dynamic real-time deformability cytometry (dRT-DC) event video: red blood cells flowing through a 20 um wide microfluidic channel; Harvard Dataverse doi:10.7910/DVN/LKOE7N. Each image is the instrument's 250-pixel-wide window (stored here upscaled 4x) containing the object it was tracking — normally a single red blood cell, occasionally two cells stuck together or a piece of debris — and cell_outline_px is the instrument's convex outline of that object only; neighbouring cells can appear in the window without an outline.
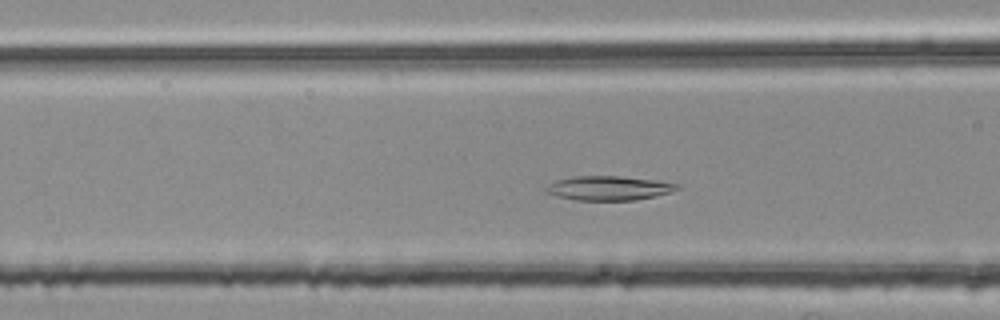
{"species": "common noctule bat (a hibernating species)", "species_latin": "Nyctalus noctula", "temperature_condition": "room temperature", "stored_images_in_passage": 45, "camera_frame_rate_fps": 3000, "um_per_image_px": 0.085, "animal": {"sex": "female", "body_mass_g": 25.1}, "frame": {"image": 1, "passage_image": 16, "time_ms": 5.0, "image_size_px": [1000, 320], "cell_outline_px": [[680, 188], [656, 196], [636, 200], [576, 200], [556, 196], [544, 192], [544, 188], [548, 184], [556, 180], [572, 176], [620, 176], [652, 180], [680, 184]], "centroid_in_image_um": [51.68, 15.99], "position_along_channel_um": 114.9, "area_um2": 18.55}}
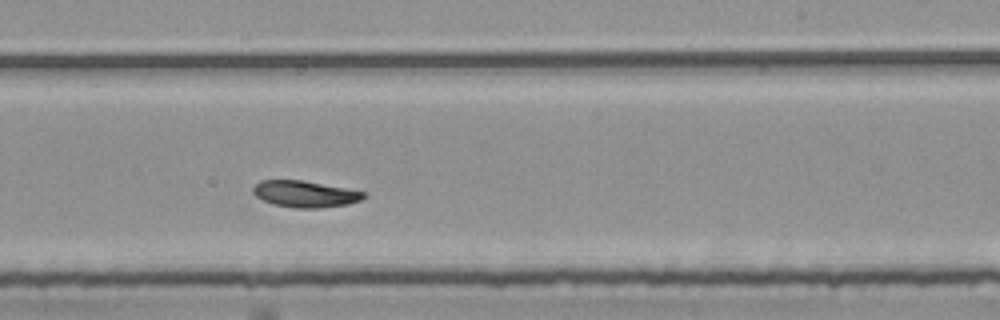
{"frame": {"image": 2, "passage_image": 28, "time_ms": 9.0, "image_size_px": [1000, 320], "cell_outline_px": [[364, 196], [360, 200], [348, 204], [320, 208], [296, 208], [272, 204], [256, 196], [252, 192], [252, 188], [260, 180], [304, 180], [364, 192]], "centroid_in_image_um": [25.88, 16.49], "position_along_channel_um": 263.1, "area_um2": 16.94}}
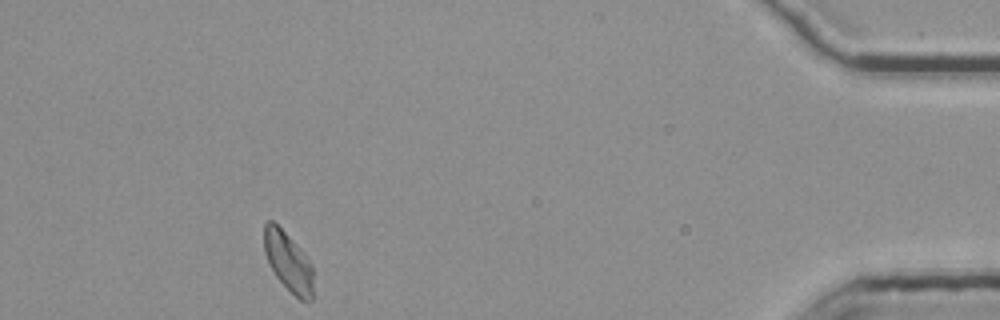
{"frame": {"image": 3, "passage_image": 45, "time_ms": 14.667, "image_size_px": [1000, 320], "cell_outline_px": [[312, 300], [308, 304], [300, 300], [276, 276], [264, 252], [264, 224], [268, 220], [272, 220], [288, 236], [312, 264]], "centroid_in_image_um": [24.5, 22.27], "position_along_channel_um": 410.7, "area_um2": 16.53}}